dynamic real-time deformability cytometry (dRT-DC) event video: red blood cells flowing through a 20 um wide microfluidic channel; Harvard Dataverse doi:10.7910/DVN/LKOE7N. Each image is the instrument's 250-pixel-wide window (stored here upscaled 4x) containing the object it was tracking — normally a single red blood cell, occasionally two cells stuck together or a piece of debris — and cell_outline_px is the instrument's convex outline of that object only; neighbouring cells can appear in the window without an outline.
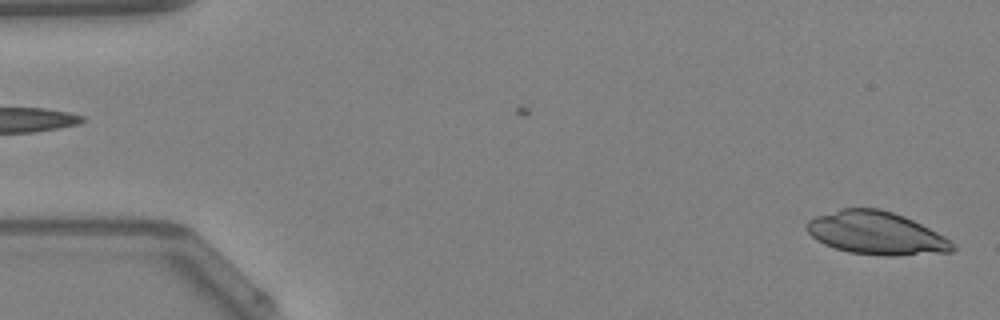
{"species": "Egyptian fruit bat (a non-hibernating species)", "species_latin": "Rousettus aegyptiacus", "temperature_condition": "warm", "stored_images_in_passage": 48, "camera_frame_rate_fps": 3000, "um_per_image_px": 0.085, "animal": {"sex": "female"}, "frame": {"image": 1, "passage_image": 2, "time_ms": 0.333, "image_size_px": [1000, 320], "cell_outline_px": [[956, 248], [952, 252], [896, 256], [884, 256], [848, 252], [824, 244], [816, 240], [804, 228], [804, 224], [808, 220], [816, 216], [840, 208], [880, 208], [904, 216], [952, 240], [956, 244]], "centroid_in_image_um": [74.48, 19.82], "position_along_channel_um": 10.5, "area_um2": 36.82}}